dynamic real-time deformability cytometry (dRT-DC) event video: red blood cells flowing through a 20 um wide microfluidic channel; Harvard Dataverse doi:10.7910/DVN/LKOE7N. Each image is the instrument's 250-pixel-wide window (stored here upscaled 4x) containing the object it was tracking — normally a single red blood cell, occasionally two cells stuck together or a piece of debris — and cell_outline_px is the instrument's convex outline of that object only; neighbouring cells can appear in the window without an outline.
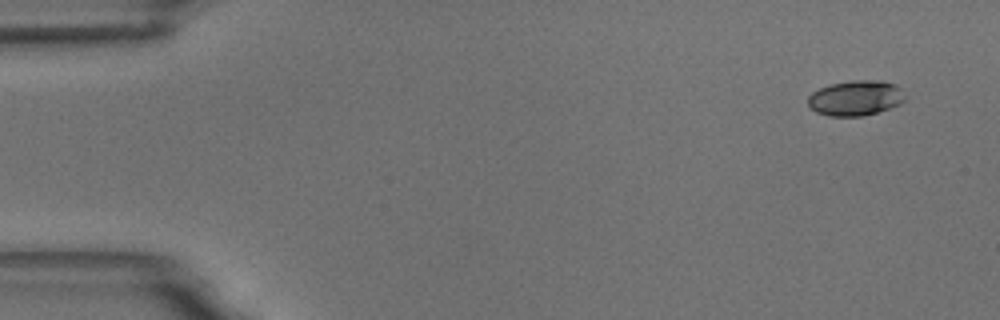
{"species": "common noctule bat (a hibernating species)", "species_latin": "Nyctalus noctula", "temperature_condition": "room temperature", "stored_images_in_passage": 55, "camera_frame_rate_fps": 3000, "um_per_image_px": 0.085, "animal": {"sex": "male", "body_mass_g": 18.8}, "frame": {"image": 1, "passage_image": 1, "time_ms": 0.0, "image_size_px": [1000, 320], "cell_outline_px": [[904, 100], [900, 104], [876, 112], [860, 116], [828, 116], [816, 112], [808, 104], [808, 96], [812, 92], [820, 88], [832, 84], [852, 80], [880, 80], [896, 84], [900, 88]], "centroid_in_image_um": [72.7, 8.32], "position_along_channel_um": 12.3, "area_um2": 19.71}}
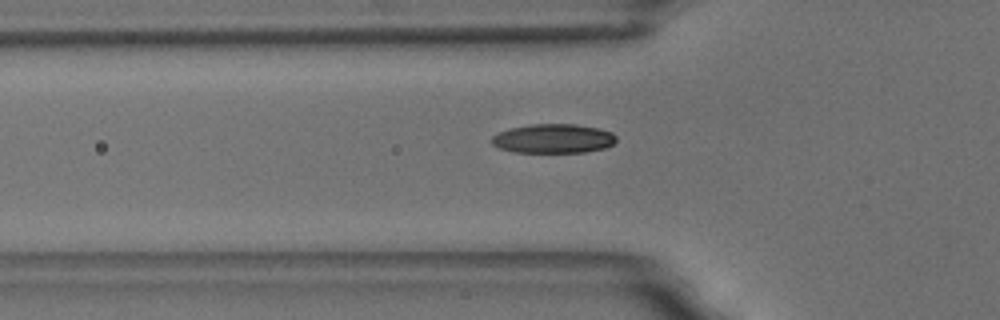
{"frame": {"image": 2, "passage_image": 17, "time_ms": 5.333, "image_size_px": [1000, 320], "cell_outline_px": [[616, 140], [612, 144], [604, 148], [584, 152], [512, 152], [500, 148], [492, 144], [492, 136], [508, 128], [532, 124], [576, 124], [596, 128], [612, 132], [616, 136]], "centroid_in_image_um": [47.02, 11.77], "position_along_channel_um": 78.8, "area_um2": 21.1}}
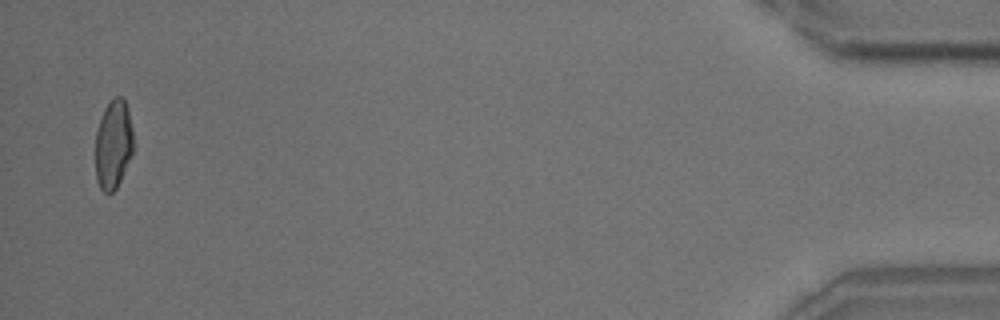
{"frame": {"image": 3, "passage_image": 54, "time_ms": 17.667, "image_size_px": [1000, 320], "cell_outline_px": [[132, 152], [120, 180], [116, 188], [108, 196], [100, 188], [96, 180], [96, 128], [104, 108], [116, 96], [120, 96], [124, 100], [128, 108], [132, 128]], "centroid_in_image_um": [9.61, 12.28], "position_along_channel_um": 425.6, "area_um2": 19.54}, "authors_computed_cell_mechanics": {"area_um2": 20.6346, "velocity_mm_per_s": 3.5024, "shape_relaxation_time_tau1_ms": 4.6642, "shape_relaxation_time_tau2_ms": 2.3195, "deformation_change_tau1": 0.1515, "deformation_change_tau2": 0.0523}}